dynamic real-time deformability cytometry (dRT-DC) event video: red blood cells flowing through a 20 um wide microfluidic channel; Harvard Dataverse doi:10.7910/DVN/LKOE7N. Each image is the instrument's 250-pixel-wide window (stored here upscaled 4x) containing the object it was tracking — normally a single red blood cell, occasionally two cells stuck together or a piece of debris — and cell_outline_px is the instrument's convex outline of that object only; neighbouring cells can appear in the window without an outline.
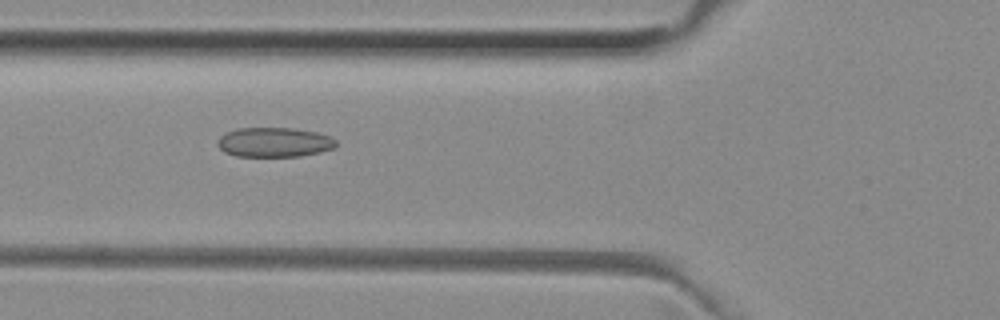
{"species": "common noctule bat (a hibernating species)", "species_latin": "Nyctalus noctula", "temperature_condition": "room temperature", "stored_images_in_passage": 37, "camera_frame_rate_fps": 3000, "um_per_image_px": 0.085, "animal": {"sex": "female", "body_mass_g": 29.2, "forearm_length_mm": 56.3}, "frame": {"image": 1, "passage_image": 4, "time_ms": 1.0, "image_size_px": [1000, 320], "cell_outline_px": [[336, 144], [332, 148], [320, 152], [300, 156], [236, 156], [224, 152], [216, 144], [216, 140], [220, 136], [236, 128], [292, 128], [316, 132], [328, 136], [336, 140]], "centroid_in_image_um": [23.26, 12.09], "position_along_channel_um": 102.5, "area_um2": 20.35}}
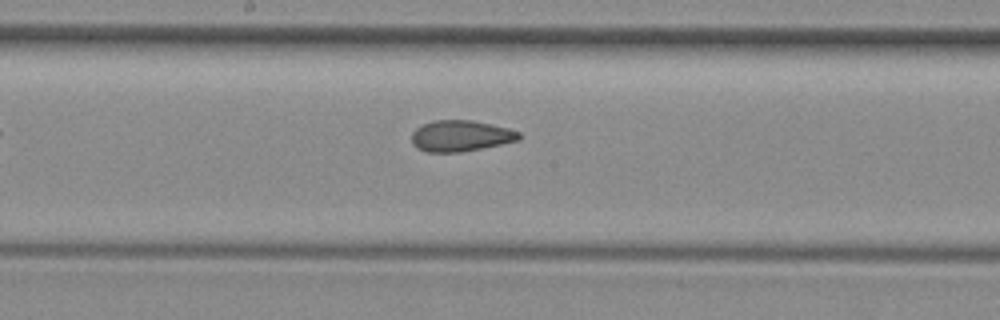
{"frame": {"image": 2, "passage_image": 12, "time_ms": 3.667, "image_size_px": [1000, 320], "cell_outline_px": [[524, 136], [520, 140], [460, 152], [428, 152], [416, 148], [412, 144], [412, 132], [420, 124], [432, 120], [472, 120], [508, 128], [520, 132]], "centroid_in_image_um": [39.14, 11.54], "position_along_channel_um": 209.1, "area_um2": 19.59}}
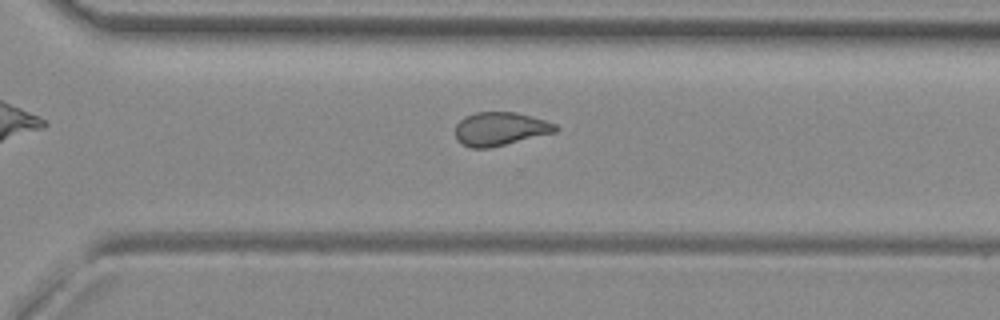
{"frame": {"image": 3, "passage_image": 21, "time_ms": 6.667, "image_size_px": [1000, 320], "cell_outline_px": [[560, 128], [556, 132], [488, 148], [472, 148], [460, 144], [456, 140], [456, 124], [464, 116], [476, 112], [516, 112], [532, 116], [556, 124]], "centroid_in_image_um": [42.5, 10.95], "position_along_channel_um": 328.1, "area_um2": 19.59}, "authors_computed_cell_mechanics": {"area_um2": 19.8832, "velocity_mm_per_s": 3.9866, "shape_relaxation_time_tau1_ms": null, "shape_relaxation_time_tau2_ms": 1.8584, "deformation_change_tau1": null, "deformation_change_tau2": 0.0939}}